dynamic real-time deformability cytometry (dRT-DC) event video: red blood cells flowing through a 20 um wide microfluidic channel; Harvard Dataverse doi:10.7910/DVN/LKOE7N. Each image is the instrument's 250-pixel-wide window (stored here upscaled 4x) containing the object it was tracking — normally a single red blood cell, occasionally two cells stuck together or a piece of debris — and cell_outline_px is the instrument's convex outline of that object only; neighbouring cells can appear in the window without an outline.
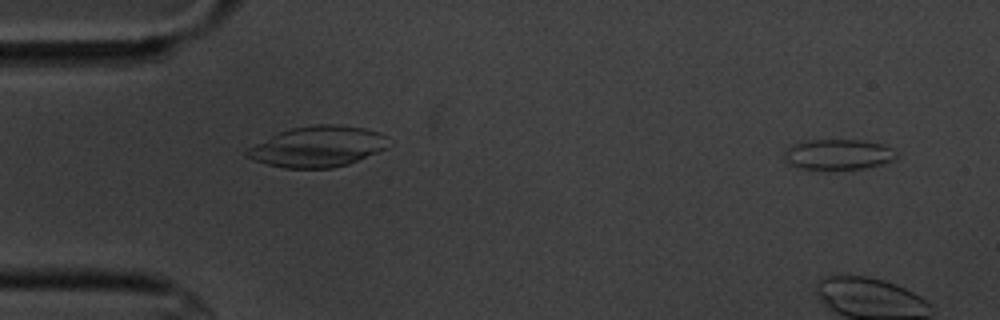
{"species": "common noctule bat (a hibernating species)", "species_latin": "Nyctalus noctula", "temperature_condition": "cold", "stored_images_in_passage": 5, "segment_of_instrument_passage": [2, 2], "camera_frame_rate_fps": 3000, "um_per_image_px": 0.085, "animal": {"sex": "male", "body_mass_g": 20.1, "forearm_length_mm": 53.5}, "frame": {"image": 1, "passage_image": 5, "time_ms": 4.667, "image_size_px": [1000, 320], "cell_outline_px": [[896, 156], [892, 160], [884, 164], [868, 168], [792, 168], [784, 160], [784, 152], [792, 144], [804, 140], [864, 140], [884, 144], [892, 148], [896, 152]], "centroid_in_image_um": [71.23, 13.11], "position_along_channel_um": 13.8, "area_um2": 20.0}}